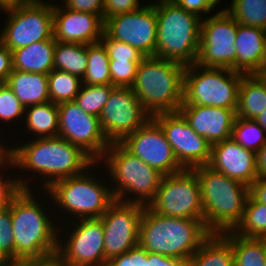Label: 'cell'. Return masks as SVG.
Returning a JSON list of instances; mask_svg holds the SVG:
<instances>
[{
    "label": "cell",
    "instance_id": "f6af8a7d",
    "mask_svg": "<svg viewBox=\"0 0 266 266\" xmlns=\"http://www.w3.org/2000/svg\"><path fill=\"white\" fill-rule=\"evenodd\" d=\"M64 7L73 11L88 12L103 18L104 0H62Z\"/></svg>",
    "mask_w": 266,
    "mask_h": 266
},
{
    "label": "cell",
    "instance_id": "1f68e13d",
    "mask_svg": "<svg viewBox=\"0 0 266 266\" xmlns=\"http://www.w3.org/2000/svg\"><path fill=\"white\" fill-rule=\"evenodd\" d=\"M88 64L82 78L85 85H111L109 72V56L103 43L97 42L87 45Z\"/></svg>",
    "mask_w": 266,
    "mask_h": 266
},
{
    "label": "cell",
    "instance_id": "ffe728a7",
    "mask_svg": "<svg viewBox=\"0 0 266 266\" xmlns=\"http://www.w3.org/2000/svg\"><path fill=\"white\" fill-rule=\"evenodd\" d=\"M53 26L54 39L63 43L93 44L100 42L104 33L100 15L73 11L56 3H53Z\"/></svg>",
    "mask_w": 266,
    "mask_h": 266
},
{
    "label": "cell",
    "instance_id": "8fae6325",
    "mask_svg": "<svg viewBox=\"0 0 266 266\" xmlns=\"http://www.w3.org/2000/svg\"><path fill=\"white\" fill-rule=\"evenodd\" d=\"M65 222L62 220V225L59 223L61 227H58L55 257L65 266H105L107 260L104 253L102 221L99 218H91L66 222L68 226L73 223L69 227L70 230L68 226L63 225Z\"/></svg>",
    "mask_w": 266,
    "mask_h": 266
},
{
    "label": "cell",
    "instance_id": "7a4b0ae2",
    "mask_svg": "<svg viewBox=\"0 0 266 266\" xmlns=\"http://www.w3.org/2000/svg\"><path fill=\"white\" fill-rule=\"evenodd\" d=\"M12 147L14 170L33 172L38 182L42 178L40 190L57 180L80 175L95 163L81 148L59 136L29 139Z\"/></svg>",
    "mask_w": 266,
    "mask_h": 266
},
{
    "label": "cell",
    "instance_id": "e0dca14e",
    "mask_svg": "<svg viewBox=\"0 0 266 266\" xmlns=\"http://www.w3.org/2000/svg\"><path fill=\"white\" fill-rule=\"evenodd\" d=\"M152 119L163 130L176 159L184 169L209 164L212 145L192 129L179 111L161 113Z\"/></svg>",
    "mask_w": 266,
    "mask_h": 266
},
{
    "label": "cell",
    "instance_id": "7bdbcfd3",
    "mask_svg": "<svg viewBox=\"0 0 266 266\" xmlns=\"http://www.w3.org/2000/svg\"><path fill=\"white\" fill-rule=\"evenodd\" d=\"M141 0H104L103 20L118 14L133 12L145 4L141 5Z\"/></svg>",
    "mask_w": 266,
    "mask_h": 266
},
{
    "label": "cell",
    "instance_id": "484cf974",
    "mask_svg": "<svg viewBox=\"0 0 266 266\" xmlns=\"http://www.w3.org/2000/svg\"><path fill=\"white\" fill-rule=\"evenodd\" d=\"M266 109V76L244 75L238 89L236 117L255 120Z\"/></svg>",
    "mask_w": 266,
    "mask_h": 266
},
{
    "label": "cell",
    "instance_id": "603a6c76",
    "mask_svg": "<svg viewBox=\"0 0 266 266\" xmlns=\"http://www.w3.org/2000/svg\"><path fill=\"white\" fill-rule=\"evenodd\" d=\"M236 71L245 75L263 74L266 61V31L238 24L235 40Z\"/></svg>",
    "mask_w": 266,
    "mask_h": 266
},
{
    "label": "cell",
    "instance_id": "44dd1931",
    "mask_svg": "<svg viewBox=\"0 0 266 266\" xmlns=\"http://www.w3.org/2000/svg\"><path fill=\"white\" fill-rule=\"evenodd\" d=\"M208 166L248 187L259 177L256 152L242 147L231 137L212 145Z\"/></svg>",
    "mask_w": 266,
    "mask_h": 266
},
{
    "label": "cell",
    "instance_id": "8992f818",
    "mask_svg": "<svg viewBox=\"0 0 266 266\" xmlns=\"http://www.w3.org/2000/svg\"><path fill=\"white\" fill-rule=\"evenodd\" d=\"M98 163L106 168L116 200L143 206H148L154 200L163 175L127 151L119 142L110 143Z\"/></svg>",
    "mask_w": 266,
    "mask_h": 266
},
{
    "label": "cell",
    "instance_id": "11a10c76",
    "mask_svg": "<svg viewBox=\"0 0 266 266\" xmlns=\"http://www.w3.org/2000/svg\"><path fill=\"white\" fill-rule=\"evenodd\" d=\"M255 121L265 130L266 132V109L255 119Z\"/></svg>",
    "mask_w": 266,
    "mask_h": 266
},
{
    "label": "cell",
    "instance_id": "9c48e42d",
    "mask_svg": "<svg viewBox=\"0 0 266 266\" xmlns=\"http://www.w3.org/2000/svg\"><path fill=\"white\" fill-rule=\"evenodd\" d=\"M245 74L228 68L185 67L182 105H203L237 110L238 89Z\"/></svg>",
    "mask_w": 266,
    "mask_h": 266
},
{
    "label": "cell",
    "instance_id": "db71d44e",
    "mask_svg": "<svg viewBox=\"0 0 266 266\" xmlns=\"http://www.w3.org/2000/svg\"><path fill=\"white\" fill-rule=\"evenodd\" d=\"M30 1L32 0H0V8L14 4L26 3Z\"/></svg>",
    "mask_w": 266,
    "mask_h": 266
},
{
    "label": "cell",
    "instance_id": "ee69618b",
    "mask_svg": "<svg viewBox=\"0 0 266 266\" xmlns=\"http://www.w3.org/2000/svg\"><path fill=\"white\" fill-rule=\"evenodd\" d=\"M181 8L186 11L197 14L199 17L203 18L210 14L211 10L216 8L221 1L219 0H173ZM208 13V14H207Z\"/></svg>",
    "mask_w": 266,
    "mask_h": 266
},
{
    "label": "cell",
    "instance_id": "d6a6232c",
    "mask_svg": "<svg viewBox=\"0 0 266 266\" xmlns=\"http://www.w3.org/2000/svg\"><path fill=\"white\" fill-rule=\"evenodd\" d=\"M224 8L238 24L266 31V0H232Z\"/></svg>",
    "mask_w": 266,
    "mask_h": 266
},
{
    "label": "cell",
    "instance_id": "cb8c5ba5",
    "mask_svg": "<svg viewBox=\"0 0 266 266\" xmlns=\"http://www.w3.org/2000/svg\"><path fill=\"white\" fill-rule=\"evenodd\" d=\"M55 45L53 37L13 50V70L49 74L54 69Z\"/></svg>",
    "mask_w": 266,
    "mask_h": 266
},
{
    "label": "cell",
    "instance_id": "8d00e7d4",
    "mask_svg": "<svg viewBox=\"0 0 266 266\" xmlns=\"http://www.w3.org/2000/svg\"><path fill=\"white\" fill-rule=\"evenodd\" d=\"M25 106L5 83H0V124H15L24 118ZM3 121V122H1ZM12 122V123H11ZM14 122V123H13Z\"/></svg>",
    "mask_w": 266,
    "mask_h": 266
},
{
    "label": "cell",
    "instance_id": "f5cc1de1",
    "mask_svg": "<svg viewBox=\"0 0 266 266\" xmlns=\"http://www.w3.org/2000/svg\"><path fill=\"white\" fill-rule=\"evenodd\" d=\"M0 266H33V262H25V261H0Z\"/></svg>",
    "mask_w": 266,
    "mask_h": 266
},
{
    "label": "cell",
    "instance_id": "d590c367",
    "mask_svg": "<svg viewBox=\"0 0 266 266\" xmlns=\"http://www.w3.org/2000/svg\"><path fill=\"white\" fill-rule=\"evenodd\" d=\"M114 87L113 85L82 84L74 101L84 112L99 117Z\"/></svg>",
    "mask_w": 266,
    "mask_h": 266
},
{
    "label": "cell",
    "instance_id": "ba28073f",
    "mask_svg": "<svg viewBox=\"0 0 266 266\" xmlns=\"http://www.w3.org/2000/svg\"><path fill=\"white\" fill-rule=\"evenodd\" d=\"M157 42L155 57L189 66L196 63L200 47L201 17L173 0L155 2Z\"/></svg>",
    "mask_w": 266,
    "mask_h": 266
},
{
    "label": "cell",
    "instance_id": "30bf717a",
    "mask_svg": "<svg viewBox=\"0 0 266 266\" xmlns=\"http://www.w3.org/2000/svg\"><path fill=\"white\" fill-rule=\"evenodd\" d=\"M7 15L0 41L10 50L53 38V3L44 0L0 8Z\"/></svg>",
    "mask_w": 266,
    "mask_h": 266
},
{
    "label": "cell",
    "instance_id": "ab89813d",
    "mask_svg": "<svg viewBox=\"0 0 266 266\" xmlns=\"http://www.w3.org/2000/svg\"><path fill=\"white\" fill-rule=\"evenodd\" d=\"M141 61L110 60L111 85L131 87L135 81L137 68Z\"/></svg>",
    "mask_w": 266,
    "mask_h": 266
},
{
    "label": "cell",
    "instance_id": "3957f363",
    "mask_svg": "<svg viewBox=\"0 0 266 266\" xmlns=\"http://www.w3.org/2000/svg\"><path fill=\"white\" fill-rule=\"evenodd\" d=\"M211 234L204 219L167 217L144 206L138 244L147 252L190 259Z\"/></svg>",
    "mask_w": 266,
    "mask_h": 266
},
{
    "label": "cell",
    "instance_id": "f546056e",
    "mask_svg": "<svg viewBox=\"0 0 266 266\" xmlns=\"http://www.w3.org/2000/svg\"><path fill=\"white\" fill-rule=\"evenodd\" d=\"M88 64L87 44L56 41L54 69L83 78Z\"/></svg>",
    "mask_w": 266,
    "mask_h": 266
},
{
    "label": "cell",
    "instance_id": "7402d4cb",
    "mask_svg": "<svg viewBox=\"0 0 266 266\" xmlns=\"http://www.w3.org/2000/svg\"><path fill=\"white\" fill-rule=\"evenodd\" d=\"M179 112L192 129L211 145L231 137L236 119L234 109L203 105H181Z\"/></svg>",
    "mask_w": 266,
    "mask_h": 266
},
{
    "label": "cell",
    "instance_id": "5b68a950",
    "mask_svg": "<svg viewBox=\"0 0 266 266\" xmlns=\"http://www.w3.org/2000/svg\"><path fill=\"white\" fill-rule=\"evenodd\" d=\"M192 170L200 184L205 227L211 233L233 230L242 219L250 187L208 165Z\"/></svg>",
    "mask_w": 266,
    "mask_h": 266
},
{
    "label": "cell",
    "instance_id": "2e32d148",
    "mask_svg": "<svg viewBox=\"0 0 266 266\" xmlns=\"http://www.w3.org/2000/svg\"><path fill=\"white\" fill-rule=\"evenodd\" d=\"M155 1L140 9L115 15L104 20V32L115 40L137 48L144 56H155L157 17Z\"/></svg>",
    "mask_w": 266,
    "mask_h": 266
},
{
    "label": "cell",
    "instance_id": "b9f144b4",
    "mask_svg": "<svg viewBox=\"0 0 266 266\" xmlns=\"http://www.w3.org/2000/svg\"><path fill=\"white\" fill-rule=\"evenodd\" d=\"M105 266H147V251L138 244L126 253L107 260Z\"/></svg>",
    "mask_w": 266,
    "mask_h": 266
},
{
    "label": "cell",
    "instance_id": "4316f807",
    "mask_svg": "<svg viewBox=\"0 0 266 266\" xmlns=\"http://www.w3.org/2000/svg\"><path fill=\"white\" fill-rule=\"evenodd\" d=\"M24 130L33 138L57 137L59 131L58 104L48 102L25 108ZM26 127V128H25Z\"/></svg>",
    "mask_w": 266,
    "mask_h": 266
},
{
    "label": "cell",
    "instance_id": "9a60e30c",
    "mask_svg": "<svg viewBox=\"0 0 266 266\" xmlns=\"http://www.w3.org/2000/svg\"><path fill=\"white\" fill-rule=\"evenodd\" d=\"M58 114V136L78 146L98 162L110 146L99 117L84 112L74 100L58 104Z\"/></svg>",
    "mask_w": 266,
    "mask_h": 266
},
{
    "label": "cell",
    "instance_id": "836d02e7",
    "mask_svg": "<svg viewBox=\"0 0 266 266\" xmlns=\"http://www.w3.org/2000/svg\"><path fill=\"white\" fill-rule=\"evenodd\" d=\"M50 102L60 104L73 101L78 95L82 79L68 72L53 69L48 74Z\"/></svg>",
    "mask_w": 266,
    "mask_h": 266
},
{
    "label": "cell",
    "instance_id": "4fadbf2b",
    "mask_svg": "<svg viewBox=\"0 0 266 266\" xmlns=\"http://www.w3.org/2000/svg\"><path fill=\"white\" fill-rule=\"evenodd\" d=\"M218 10L201 19L200 47L196 63L203 67L236 71L235 40L238 23L224 8Z\"/></svg>",
    "mask_w": 266,
    "mask_h": 266
},
{
    "label": "cell",
    "instance_id": "7dc6e473",
    "mask_svg": "<svg viewBox=\"0 0 266 266\" xmlns=\"http://www.w3.org/2000/svg\"><path fill=\"white\" fill-rule=\"evenodd\" d=\"M13 71L12 51L0 41V83H6Z\"/></svg>",
    "mask_w": 266,
    "mask_h": 266
},
{
    "label": "cell",
    "instance_id": "f1b7e54d",
    "mask_svg": "<svg viewBox=\"0 0 266 266\" xmlns=\"http://www.w3.org/2000/svg\"><path fill=\"white\" fill-rule=\"evenodd\" d=\"M234 251V266H264L266 259V238H248L232 230L221 233Z\"/></svg>",
    "mask_w": 266,
    "mask_h": 266
},
{
    "label": "cell",
    "instance_id": "d4e9b609",
    "mask_svg": "<svg viewBox=\"0 0 266 266\" xmlns=\"http://www.w3.org/2000/svg\"><path fill=\"white\" fill-rule=\"evenodd\" d=\"M5 84L25 108L50 102L48 74L13 70Z\"/></svg>",
    "mask_w": 266,
    "mask_h": 266
},
{
    "label": "cell",
    "instance_id": "60d3db41",
    "mask_svg": "<svg viewBox=\"0 0 266 266\" xmlns=\"http://www.w3.org/2000/svg\"><path fill=\"white\" fill-rule=\"evenodd\" d=\"M101 42L106 47L110 60L142 61L146 57L137 48L110 38L105 32Z\"/></svg>",
    "mask_w": 266,
    "mask_h": 266
},
{
    "label": "cell",
    "instance_id": "52a82bcc",
    "mask_svg": "<svg viewBox=\"0 0 266 266\" xmlns=\"http://www.w3.org/2000/svg\"><path fill=\"white\" fill-rule=\"evenodd\" d=\"M184 70L180 63L155 56H146L140 62L131 88L151 117L179 111Z\"/></svg>",
    "mask_w": 266,
    "mask_h": 266
},
{
    "label": "cell",
    "instance_id": "ac0fdd59",
    "mask_svg": "<svg viewBox=\"0 0 266 266\" xmlns=\"http://www.w3.org/2000/svg\"><path fill=\"white\" fill-rule=\"evenodd\" d=\"M144 206L115 200L99 218L104 229L105 259L126 253L139 243V224Z\"/></svg>",
    "mask_w": 266,
    "mask_h": 266
},
{
    "label": "cell",
    "instance_id": "bcb514c9",
    "mask_svg": "<svg viewBox=\"0 0 266 266\" xmlns=\"http://www.w3.org/2000/svg\"><path fill=\"white\" fill-rule=\"evenodd\" d=\"M147 266H189V259L172 258L163 254L147 252Z\"/></svg>",
    "mask_w": 266,
    "mask_h": 266
},
{
    "label": "cell",
    "instance_id": "6da1fadb",
    "mask_svg": "<svg viewBox=\"0 0 266 266\" xmlns=\"http://www.w3.org/2000/svg\"><path fill=\"white\" fill-rule=\"evenodd\" d=\"M36 195L40 193L21 189L11 199L14 261L42 262L56 256L59 224L51 204L46 208Z\"/></svg>",
    "mask_w": 266,
    "mask_h": 266
},
{
    "label": "cell",
    "instance_id": "c3c4849f",
    "mask_svg": "<svg viewBox=\"0 0 266 266\" xmlns=\"http://www.w3.org/2000/svg\"><path fill=\"white\" fill-rule=\"evenodd\" d=\"M250 194L266 205V176H259L250 187Z\"/></svg>",
    "mask_w": 266,
    "mask_h": 266
},
{
    "label": "cell",
    "instance_id": "74e56055",
    "mask_svg": "<svg viewBox=\"0 0 266 266\" xmlns=\"http://www.w3.org/2000/svg\"><path fill=\"white\" fill-rule=\"evenodd\" d=\"M11 220V201L0 209V261H14V236Z\"/></svg>",
    "mask_w": 266,
    "mask_h": 266
},
{
    "label": "cell",
    "instance_id": "d6986e66",
    "mask_svg": "<svg viewBox=\"0 0 266 266\" xmlns=\"http://www.w3.org/2000/svg\"><path fill=\"white\" fill-rule=\"evenodd\" d=\"M119 143L163 176L184 170L163 130L152 118L143 127L126 135Z\"/></svg>",
    "mask_w": 266,
    "mask_h": 266
},
{
    "label": "cell",
    "instance_id": "f35d334b",
    "mask_svg": "<svg viewBox=\"0 0 266 266\" xmlns=\"http://www.w3.org/2000/svg\"><path fill=\"white\" fill-rule=\"evenodd\" d=\"M5 169L6 168L3 169L4 171L0 170V209L8 206L11 199L21 189L33 190L32 188L36 189L37 187V185L35 187L34 185L31 186L30 183L32 180L29 179L30 177L27 175H20L19 177L17 175L16 177L14 175H8V177L5 179V175H3L5 174ZM26 176L28 177L27 179H25Z\"/></svg>",
    "mask_w": 266,
    "mask_h": 266
},
{
    "label": "cell",
    "instance_id": "f907efd6",
    "mask_svg": "<svg viewBox=\"0 0 266 266\" xmlns=\"http://www.w3.org/2000/svg\"><path fill=\"white\" fill-rule=\"evenodd\" d=\"M257 172L259 176H266V142L256 153Z\"/></svg>",
    "mask_w": 266,
    "mask_h": 266
},
{
    "label": "cell",
    "instance_id": "83f0119b",
    "mask_svg": "<svg viewBox=\"0 0 266 266\" xmlns=\"http://www.w3.org/2000/svg\"><path fill=\"white\" fill-rule=\"evenodd\" d=\"M189 266H234L232 244L221 233H212L190 257Z\"/></svg>",
    "mask_w": 266,
    "mask_h": 266
},
{
    "label": "cell",
    "instance_id": "5bb4252c",
    "mask_svg": "<svg viewBox=\"0 0 266 266\" xmlns=\"http://www.w3.org/2000/svg\"><path fill=\"white\" fill-rule=\"evenodd\" d=\"M152 117L131 87L115 86L99 115L100 125L110 143L143 127Z\"/></svg>",
    "mask_w": 266,
    "mask_h": 266
},
{
    "label": "cell",
    "instance_id": "277c9868",
    "mask_svg": "<svg viewBox=\"0 0 266 266\" xmlns=\"http://www.w3.org/2000/svg\"><path fill=\"white\" fill-rule=\"evenodd\" d=\"M99 165L98 162H95L91 168L89 167V171L86 170L80 175L53 182L46 190H43L46 191L44 195L48 193L45 198L47 199L49 195L50 199L46 201V207H48V201H52L50 203L55 205L52 206L55 207L54 212L59 207L56 213L60 211V219L61 213L63 219H65L66 214H69L66 217L68 222L69 218L75 221L77 219L100 218L116 199L113 196L110 184L105 182L107 179L100 178L98 180L99 177L95 176L96 171L91 174L94 168H100Z\"/></svg>",
    "mask_w": 266,
    "mask_h": 266
},
{
    "label": "cell",
    "instance_id": "816d5d0a",
    "mask_svg": "<svg viewBox=\"0 0 266 266\" xmlns=\"http://www.w3.org/2000/svg\"><path fill=\"white\" fill-rule=\"evenodd\" d=\"M33 266H65L61 263L56 257L42 261V262H33Z\"/></svg>",
    "mask_w": 266,
    "mask_h": 266
},
{
    "label": "cell",
    "instance_id": "4dcf8cb0",
    "mask_svg": "<svg viewBox=\"0 0 266 266\" xmlns=\"http://www.w3.org/2000/svg\"><path fill=\"white\" fill-rule=\"evenodd\" d=\"M248 238H266V205L249 194L241 221L232 230Z\"/></svg>",
    "mask_w": 266,
    "mask_h": 266
},
{
    "label": "cell",
    "instance_id": "7c38bea8",
    "mask_svg": "<svg viewBox=\"0 0 266 266\" xmlns=\"http://www.w3.org/2000/svg\"><path fill=\"white\" fill-rule=\"evenodd\" d=\"M148 207L167 217L204 219L198 177L192 169L163 176L154 200Z\"/></svg>",
    "mask_w": 266,
    "mask_h": 266
},
{
    "label": "cell",
    "instance_id": "9f6ffc18",
    "mask_svg": "<svg viewBox=\"0 0 266 266\" xmlns=\"http://www.w3.org/2000/svg\"><path fill=\"white\" fill-rule=\"evenodd\" d=\"M263 76H266V61H265V64H264V71H263Z\"/></svg>",
    "mask_w": 266,
    "mask_h": 266
},
{
    "label": "cell",
    "instance_id": "681fc988",
    "mask_svg": "<svg viewBox=\"0 0 266 266\" xmlns=\"http://www.w3.org/2000/svg\"><path fill=\"white\" fill-rule=\"evenodd\" d=\"M0 137V141L4 139L2 136ZM8 145L9 144L5 145V142H0V170L4 169L5 167H7V169L15 168V165L12 162L13 147L11 145L8 147Z\"/></svg>",
    "mask_w": 266,
    "mask_h": 266
},
{
    "label": "cell",
    "instance_id": "e575fe53",
    "mask_svg": "<svg viewBox=\"0 0 266 266\" xmlns=\"http://www.w3.org/2000/svg\"><path fill=\"white\" fill-rule=\"evenodd\" d=\"M231 138L242 147L257 153L266 142V132L255 120L236 117Z\"/></svg>",
    "mask_w": 266,
    "mask_h": 266
}]
</instances>
